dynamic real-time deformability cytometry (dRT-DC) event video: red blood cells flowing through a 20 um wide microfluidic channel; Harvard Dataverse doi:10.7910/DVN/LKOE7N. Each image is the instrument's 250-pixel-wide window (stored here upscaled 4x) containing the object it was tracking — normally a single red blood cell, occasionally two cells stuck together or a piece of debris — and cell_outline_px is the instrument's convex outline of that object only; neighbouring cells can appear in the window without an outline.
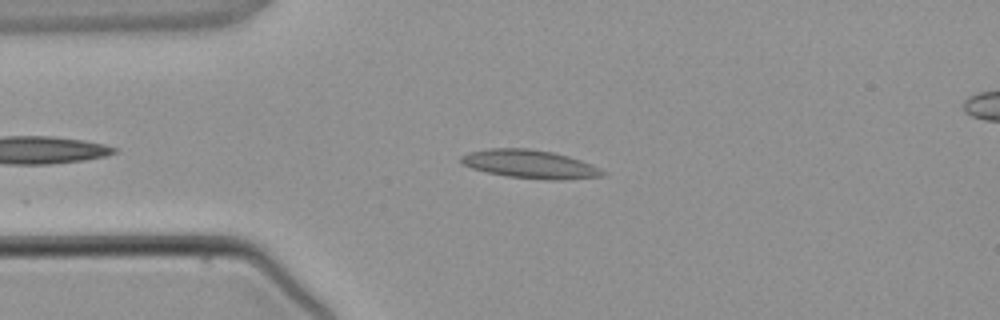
{"species": "common noctule bat (a hibernating species)", "species_latin": "Nyctalus noctula", "temperature_condition": "warm", "stored_images_in_passage": 1, "camera_frame_rate_fps": 3000, "um_per_image_px": 0.085, "animal": {"sex": "male", "body_mass_g": 21.5, "forearm_length_mm": 52.0}, "frame": {"image": 1, "passage_image": 1, "time_ms": 0.0, "image_size_px": [1000, 320], "cell_outline_px": [[604, 176], [556, 180], [548, 180], [508, 176], [488, 172], [472, 168], [464, 164], [460, 160], [460, 156], [468, 152], [488, 148], [528, 148], [552, 152], [568, 156], [580, 160], [604, 172]], "centroid_in_image_um": [44.98, 13.94], "position_along_channel_um": 40.0, "area_um2": 23.0}}